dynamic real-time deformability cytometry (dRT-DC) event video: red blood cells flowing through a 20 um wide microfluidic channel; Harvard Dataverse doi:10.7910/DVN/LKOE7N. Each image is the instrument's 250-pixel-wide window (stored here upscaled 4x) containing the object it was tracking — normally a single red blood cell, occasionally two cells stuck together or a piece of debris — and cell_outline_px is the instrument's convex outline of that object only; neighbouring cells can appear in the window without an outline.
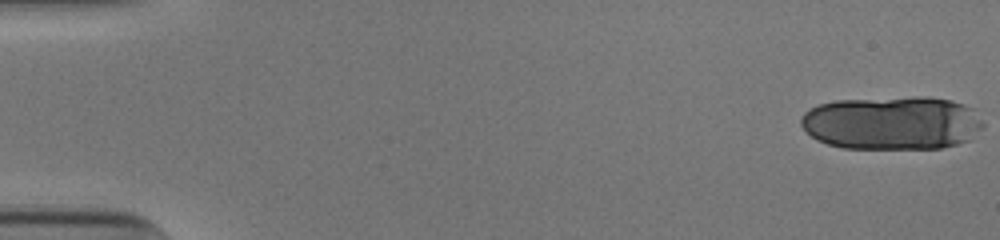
{"species": "human", "species_latin": "Homo sapiens", "temperature_condition": "cold", "stored_images_in_passage": 18, "camera_frame_rate_fps": 3000, "um_per_image_px": 0.085, "donor": {"sex": "male"}, "frame": {"image": 1, "passage_image": 1, "time_ms": 0.0, "image_size_px": [1000, 240], "cell_outline_px": [[984, 128], [968, 140], [956, 144], [940, 148], [844, 148], [828, 144], [816, 140], [800, 124], [800, 120], [804, 112], [820, 104], [836, 100], [916, 96], [928, 96], [952, 100], [964, 104], [972, 108], [984, 124]], "centroid_in_image_um": [75.84, 10.43], "position_along_channel_um": 9.2, "area_um2": 57.16}}